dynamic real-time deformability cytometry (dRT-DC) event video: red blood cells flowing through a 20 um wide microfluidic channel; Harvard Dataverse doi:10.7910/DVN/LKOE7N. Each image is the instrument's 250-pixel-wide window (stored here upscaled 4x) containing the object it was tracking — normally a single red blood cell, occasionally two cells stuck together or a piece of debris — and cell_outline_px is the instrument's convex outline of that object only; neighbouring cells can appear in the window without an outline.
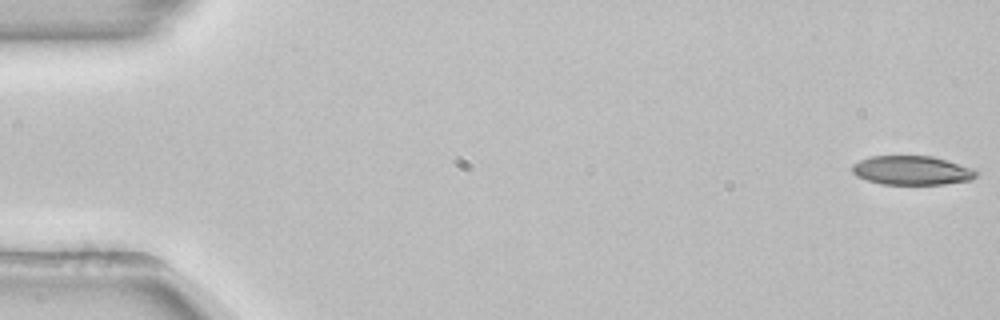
{"species": "common noctule bat (a hibernating species)", "species_latin": "Nyctalus noctula", "temperature_condition": "room temperature", "stored_images_in_passage": 51, "segment_of_instrument_passage": [1, 2], "camera_frame_rate_fps": 3000, "um_per_image_px": 0.085, "animal": {"sex": "female", "body_mass_g": 22.7, "forearm_length_mm": 54.2}, "frame": {"image": 1, "passage_image": 1, "time_ms": 0.0, "image_size_px": [1000, 320], "cell_outline_px": [[980, 172], [972, 180], [944, 184], [880, 184], [856, 176], [852, 172], [852, 164], [860, 160], [872, 156], [932, 156], [948, 160], [972, 168]], "centroid_in_image_um": [77.53, 14.48], "position_along_channel_um": 7.5, "area_um2": 21.1}}
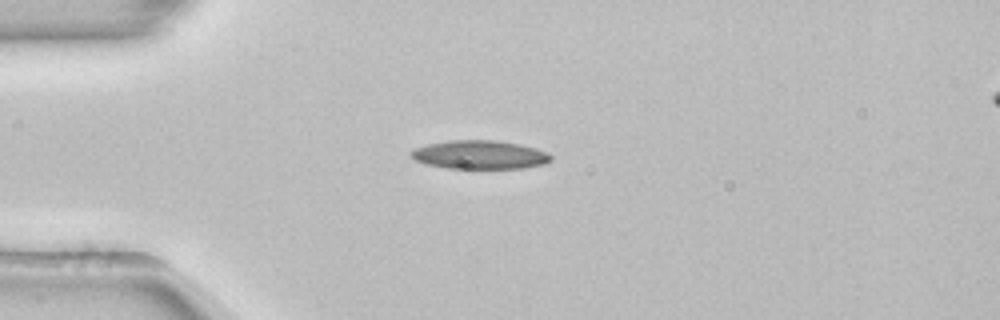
{"frame": {"image": 2, "passage_image": 14, "time_ms": 4.333, "image_size_px": [1000, 320], "cell_outline_px": [[552, 160], [544, 164], [524, 168], [444, 168], [424, 164], [416, 160], [408, 152], [412, 148], [428, 144], [448, 140], [496, 140], [520, 144], [536, 148], [552, 156]], "centroid_in_image_um": [40.74, 13.15], "position_along_channel_um": 44.3, "area_um2": 23.47}}
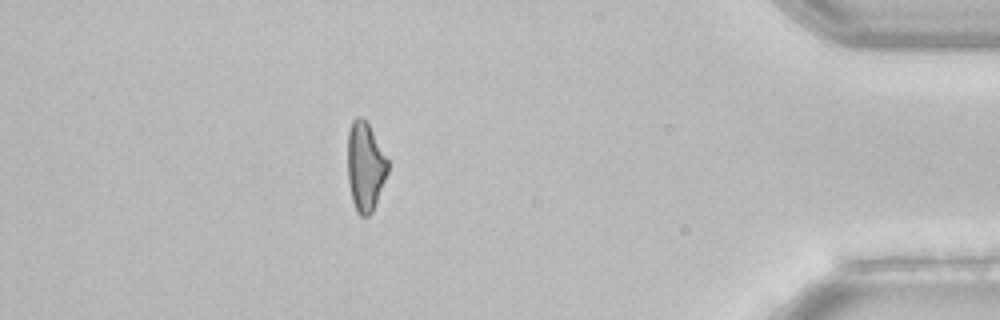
{"frame": {"image": 3, "passage_image": 47, "time_ms": 15.333, "image_size_px": [1000, 320], "cell_outline_px": [[388, 172], [372, 212], [368, 216], [360, 216], [356, 212], [352, 200], [348, 180], [348, 132], [352, 120], [356, 116], [364, 116], [388, 160]], "centroid_in_image_um": [31.03, 14.14], "position_along_channel_um": 404.2, "area_um2": 20.81}}